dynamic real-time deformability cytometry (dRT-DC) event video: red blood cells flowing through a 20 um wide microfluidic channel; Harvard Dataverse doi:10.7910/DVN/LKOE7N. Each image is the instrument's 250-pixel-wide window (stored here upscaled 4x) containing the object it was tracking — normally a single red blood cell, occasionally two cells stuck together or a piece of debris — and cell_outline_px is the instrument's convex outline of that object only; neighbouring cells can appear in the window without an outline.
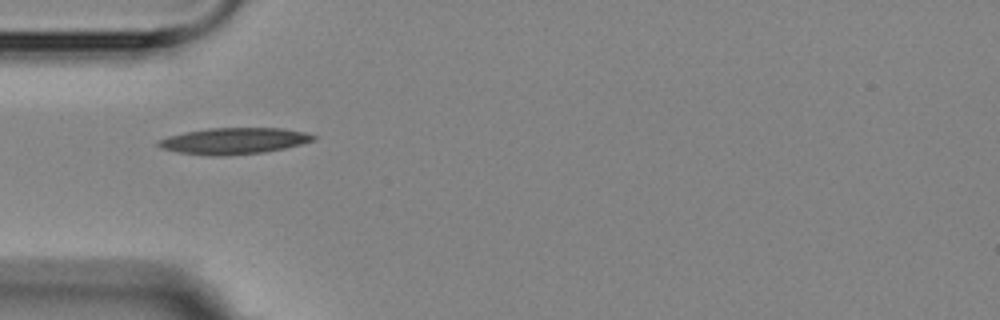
{"species": "Egyptian fruit bat (a non-hibernating species)", "species_latin": "Rousettus aegyptiacus", "temperature_condition": "room temperature", "stored_images_in_passage": 8, "camera_frame_rate_fps": 3000, "um_per_image_px": 0.085, "animal": {"sex": "female"}, "frame": {"image": 1, "passage_image": 5, "time_ms": 4.667, "image_size_px": [1000, 320], "cell_outline_px": [[316, 140], [284, 148], [264, 152], [228, 156], [208, 156], [176, 152], [160, 148], [156, 144], [156, 140], [168, 136], [184, 132], [208, 128], [284, 128], [304, 132], [316, 136]], "centroid_in_image_um": [19.83, 11.98], "position_along_channel_um": 65.2, "area_um2": 24.04}}
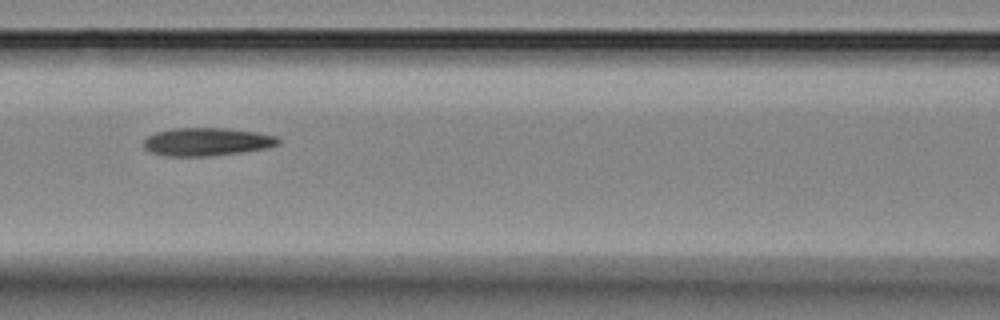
{"frame": {"image": 2, "passage_image": 7, "time_ms": 7.0, "image_size_px": [1000, 320], "cell_outline_px": [[280, 144], [268, 148], [212, 156], [164, 156], [152, 152], [144, 148], [144, 140], [148, 136], [156, 132], [172, 128], [228, 128], [256, 132], [276, 136], [280, 140]], "centroid_in_image_um": [17.59, 12.05], "position_along_channel_um": 149.0, "area_um2": 22.08}}
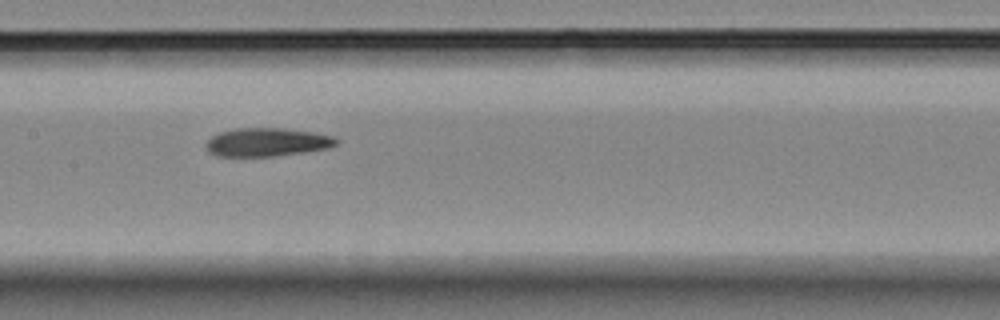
{"frame": {"image": 3, "passage_image": 8, "time_ms": 8.0, "image_size_px": [1000, 320], "cell_outline_px": [[340, 140], [336, 144], [328, 148], [308, 152], [276, 156], [216, 156], [208, 152], [204, 148], [204, 144], [212, 136], [220, 132], [236, 128], [284, 128], [312, 132], [336, 136]], "centroid_in_image_um": [22.7, 12.09], "position_along_channel_um": 184.7, "area_um2": 21.91}}